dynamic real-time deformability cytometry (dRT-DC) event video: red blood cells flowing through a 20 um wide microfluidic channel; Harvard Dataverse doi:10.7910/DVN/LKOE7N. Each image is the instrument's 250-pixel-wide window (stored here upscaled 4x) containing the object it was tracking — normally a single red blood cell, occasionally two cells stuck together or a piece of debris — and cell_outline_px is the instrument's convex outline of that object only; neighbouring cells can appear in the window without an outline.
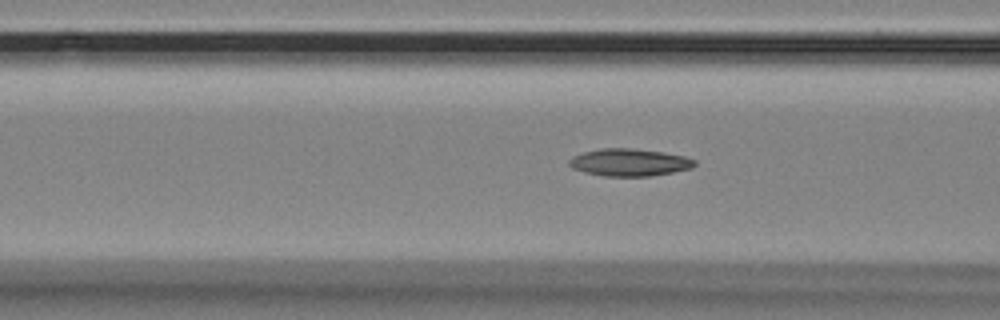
{"species": "Egyptian fruit bat (a non-hibernating species)", "species_latin": "Rousettus aegyptiacus", "temperature_condition": "room temperature", "stored_images_in_passage": 33, "camera_frame_rate_fps": 3000, "um_per_image_px": 0.085, "animal": {"sex": "female"}, "frame": {"image": 1, "passage_image": 10, "time_ms": 3.0, "image_size_px": [1000, 320], "cell_outline_px": [[696, 164], [692, 168], [672, 172], [648, 176], [604, 176], [584, 172], [572, 168], [568, 164], [568, 160], [572, 156], [584, 152], [604, 148], [632, 148], [664, 152], [684, 156], [696, 160]], "centroid_in_image_um": [53.49, 13.8], "position_along_channel_um": 113.1, "area_um2": 20.0}}
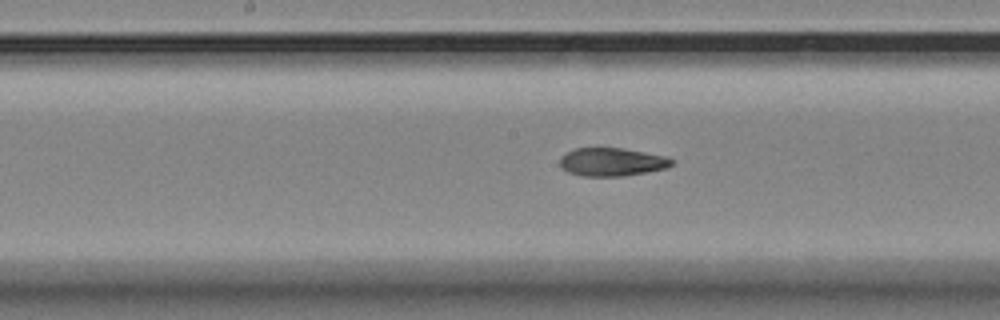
{"frame": {"image": 2, "passage_image": 17, "time_ms": 5.333, "image_size_px": [1000, 320], "cell_outline_px": [[672, 164], [668, 168], [648, 172], [624, 176], [584, 176], [568, 172], [560, 168], [560, 160], [568, 152], [576, 148], [624, 148], [664, 156], [672, 160]], "centroid_in_image_um": [52.02, 13.78], "position_along_channel_um": 196.2, "area_um2": 18.26}}
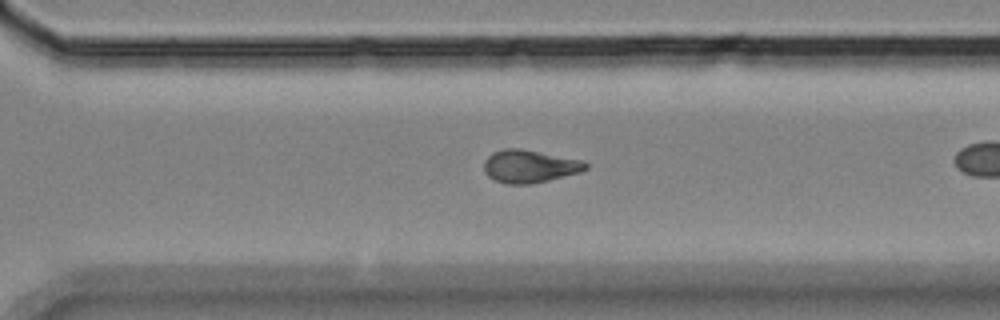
{"frame": {"image": 3, "passage_image": 28, "time_ms": 9.0, "image_size_px": [1000, 320], "cell_outline_px": [[588, 168], [580, 172], [532, 184], [504, 184], [488, 176], [484, 172], [484, 160], [492, 152], [504, 148], [520, 148], [584, 160], [588, 164]], "centroid_in_image_um": [45.01, 14.13], "position_along_channel_um": 325.6, "area_um2": 19.59}}